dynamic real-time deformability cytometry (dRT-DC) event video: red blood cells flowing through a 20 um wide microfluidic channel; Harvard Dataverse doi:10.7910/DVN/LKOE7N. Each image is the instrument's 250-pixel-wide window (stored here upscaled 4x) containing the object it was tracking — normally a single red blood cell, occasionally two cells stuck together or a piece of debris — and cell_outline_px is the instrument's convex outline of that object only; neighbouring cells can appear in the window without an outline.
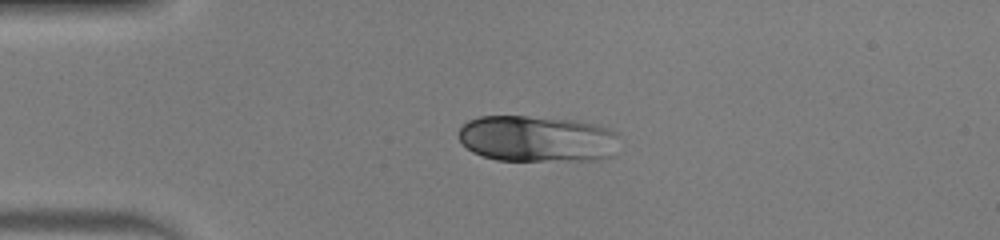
{"species": "human", "species_latin": "Homo sapiens", "temperature_condition": "warm", "stored_images_in_passage": 39, "camera_frame_rate_fps": 3000, "um_per_image_px": 0.085, "donor": {"sex": "male"}, "frame": {"image": 1, "passage_image": 1, "time_ms": 0.0, "image_size_px": [1000, 240], "cell_outline_px": [[620, 136], [616, 156], [604, 160], [496, 160], [472, 152], [460, 140], [460, 128], [468, 120], [480, 116], [528, 116], [576, 120], [596, 124], [608, 128], [616, 132]], "centroid_in_image_um": [45.76, 11.8], "position_along_channel_um": 39.2, "area_um2": 43.99}}
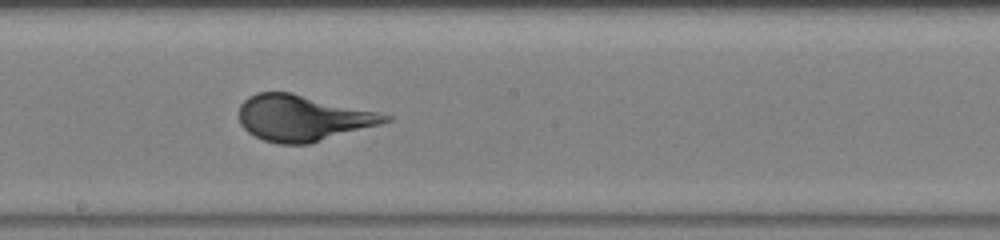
{"frame": {"image": 2, "passage_image": 17, "time_ms": 5.333, "image_size_px": [1000, 240], "cell_outline_px": [[392, 120], [380, 124], [308, 144], [280, 144], [264, 140], [248, 132], [240, 124], [240, 104], [248, 96], [256, 92], [292, 92], [376, 112], [392, 116]], "centroid_in_image_um": [25.69, 10.02], "position_along_channel_um": 222.5, "area_um2": 38.73}}
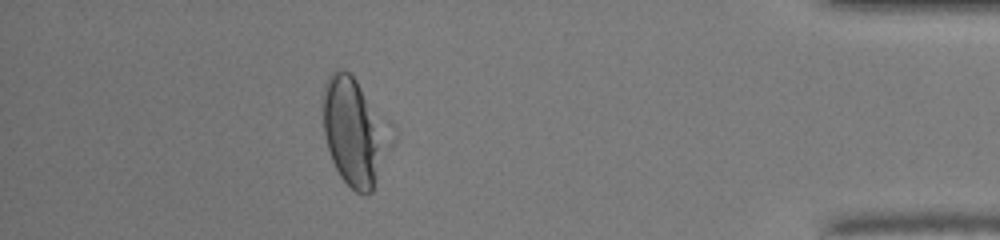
{"frame": {"image": 3, "passage_image": 34, "time_ms": 11.0, "image_size_px": [1000, 240], "cell_outline_px": [[380, 148], [372, 192], [364, 196], [356, 192], [340, 176], [332, 160], [324, 136], [320, 104], [324, 84], [328, 76], [336, 68], [344, 68], [356, 80], [380, 124]], "centroid_in_image_um": [29.79, 11.12], "position_along_channel_um": 405.4, "area_um2": 38.03}}